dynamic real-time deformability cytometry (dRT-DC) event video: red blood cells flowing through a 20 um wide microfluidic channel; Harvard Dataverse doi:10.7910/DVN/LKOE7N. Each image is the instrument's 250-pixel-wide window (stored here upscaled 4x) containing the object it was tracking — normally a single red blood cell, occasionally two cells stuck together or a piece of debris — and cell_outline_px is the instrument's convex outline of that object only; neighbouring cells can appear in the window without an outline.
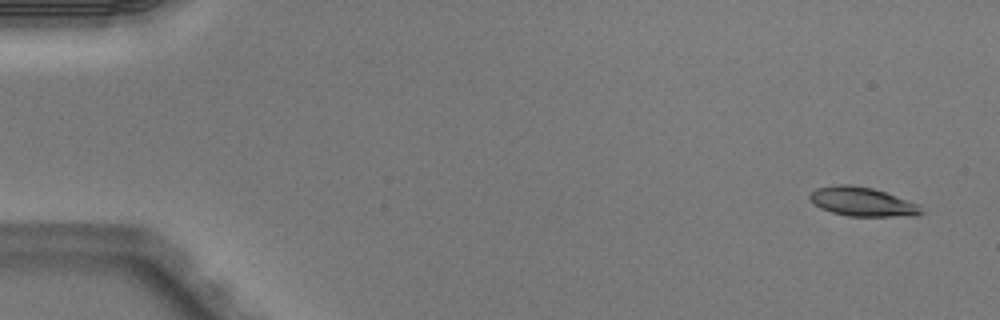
{"species": "Egyptian fruit bat (a non-hibernating species)", "species_latin": "Rousettus aegyptiacus", "temperature_condition": "warm", "stored_images_in_passage": 5, "camera_frame_rate_fps": 3000, "um_per_image_px": 0.085, "animal": {"sex": "male"}, "frame": {"image": 1, "passage_image": 1, "time_ms": 0.0, "image_size_px": [1000, 320], "cell_outline_px": [[924, 212], [916, 216], [848, 216], [832, 212], [820, 208], [808, 196], [816, 188], [832, 184], [848, 184], [872, 188], [920, 204]], "centroid_in_image_um": [73.32, 17.15], "position_along_channel_um": 11.7, "area_um2": 18.84}}
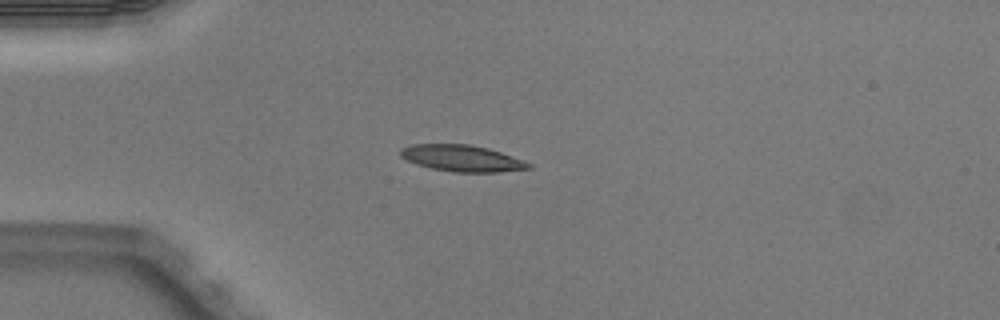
{"frame": {"image": 2, "passage_image": 4, "time_ms": 1.0, "image_size_px": [1000, 320], "cell_outline_px": [[532, 168], [500, 172], [452, 172], [432, 168], [416, 164], [400, 156], [400, 148], [412, 144], [468, 144], [488, 148], [524, 160], [532, 164]], "centroid_in_image_um": [39.27, 13.45], "position_along_channel_um": 45.7, "area_um2": 19.77}}